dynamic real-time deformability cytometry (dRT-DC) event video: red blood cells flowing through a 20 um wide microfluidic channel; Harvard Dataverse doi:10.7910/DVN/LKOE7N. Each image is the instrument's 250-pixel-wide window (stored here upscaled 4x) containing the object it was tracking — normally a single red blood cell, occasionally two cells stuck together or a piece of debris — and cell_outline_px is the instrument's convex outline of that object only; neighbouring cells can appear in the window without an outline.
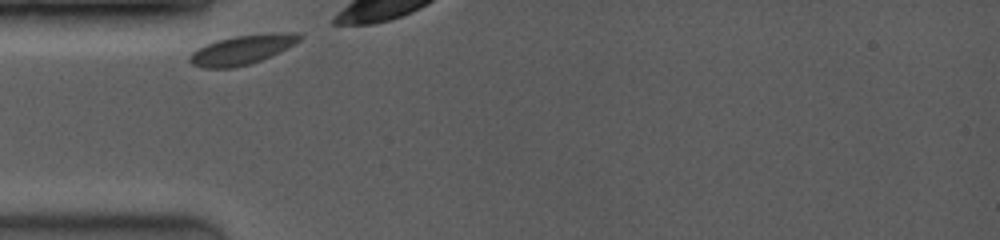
{"species": "common noctule bat (a hibernating species)", "species_latin": "Nyctalus noctula", "temperature_condition": "room temperature", "stored_images_in_passage": 5, "camera_frame_rate_fps": 3500, "um_per_image_px": 0.085, "animal": {"sex": "female", "body_mass_g": 19.0, "forearm_length_mm": 53.3}, "frame": {"image": 1, "passage_image": 1, "time_ms": 0.0, "image_size_px": [1000, 240], "cell_outline_px": [[304, 36], [300, 40], [288, 48], [280, 52], [260, 60], [248, 64], [232, 68], [204, 68], [192, 64], [188, 60], [188, 56], [192, 52], [208, 44], [220, 40], [236, 36], [268, 32], [304, 32]], "centroid_in_image_um": [20.66, 4.21], "position_along_channel_um": 64.3, "area_um2": 18.84}}